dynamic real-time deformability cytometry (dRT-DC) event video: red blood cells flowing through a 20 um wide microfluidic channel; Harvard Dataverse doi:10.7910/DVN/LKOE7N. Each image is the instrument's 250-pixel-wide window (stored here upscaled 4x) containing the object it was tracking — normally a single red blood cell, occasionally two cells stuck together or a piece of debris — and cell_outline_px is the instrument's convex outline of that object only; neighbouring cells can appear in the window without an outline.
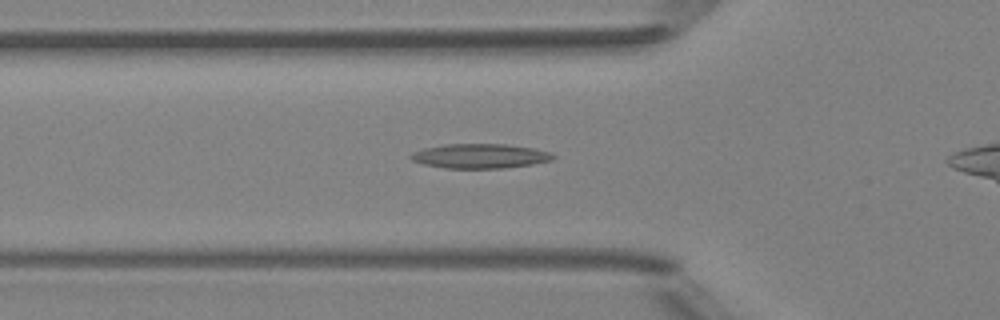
{"species": "Egyptian fruit bat (a non-hibernating species)", "species_latin": "Rousettus aegyptiacus", "temperature_condition": "room temperature", "stored_images_in_passage": 29, "camera_frame_rate_fps": 3000, "um_per_image_px": 0.085, "animal": {"sex": "female"}, "frame": {"image": 1, "passage_image": 3, "time_ms": 0.667, "image_size_px": [1000, 320], "cell_outline_px": [[556, 156], [552, 160], [532, 164], [504, 168], [444, 168], [424, 164], [412, 160], [408, 156], [412, 152], [424, 148], [444, 144], [508, 144], [536, 148], [552, 152]], "centroid_in_image_um": [40.83, 13.25], "position_along_channel_um": 85.0, "area_um2": 20.52}}
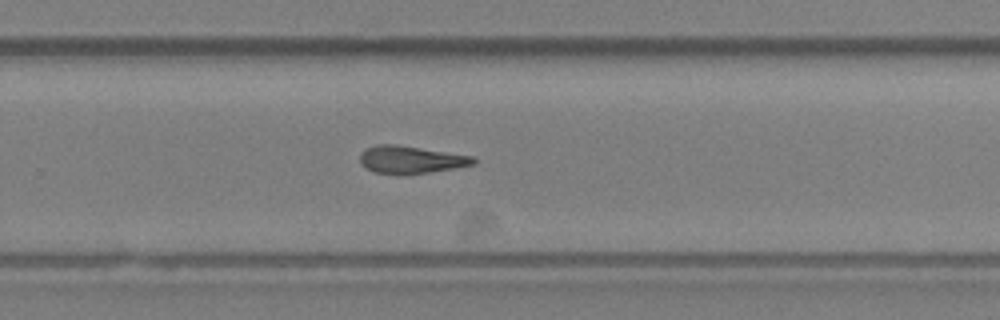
{"frame": {"image": 2, "passage_image": 18, "time_ms": 5.667, "image_size_px": [1000, 320], "cell_outline_px": [[476, 164], [456, 168], [404, 176], [396, 176], [372, 172], [364, 168], [360, 164], [360, 156], [364, 148], [376, 144], [396, 144], [476, 156]], "centroid_in_image_um": [34.9, 13.59], "position_along_channel_um": 294.9, "area_um2": 19.02}}
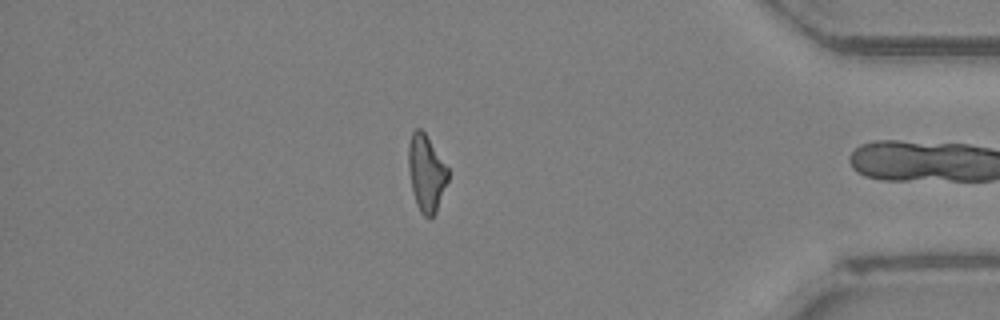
{"frame": {"image": 3, "passage_image": 28, "time_ms": 9.0, "image_size_px": [1000, 320], "cell_outline_px": [[448, 180], [436, 212], [428, 220], [420, 212], [416, 204], [412, 192], [408, 168], [408, 144], [412, 132], [416, 128], [420, 128], [424, 132], [448, 168]], "centroid_in_image_um": [36.21, 14.74], "position_along_channel_um": 399.0, "area_um2": 17.69}, "authors_computed_cell_mechanics": {"area_um2": 18.8428, "velocity_mm_per_s": 4.1985, "shape_relaxation_time_tau1_ms": null, "shape_relaxation_time_tau2_ms": 5.7588, "deformation_change_tau1": null, "deformation_change_tau2": 0.1849}}